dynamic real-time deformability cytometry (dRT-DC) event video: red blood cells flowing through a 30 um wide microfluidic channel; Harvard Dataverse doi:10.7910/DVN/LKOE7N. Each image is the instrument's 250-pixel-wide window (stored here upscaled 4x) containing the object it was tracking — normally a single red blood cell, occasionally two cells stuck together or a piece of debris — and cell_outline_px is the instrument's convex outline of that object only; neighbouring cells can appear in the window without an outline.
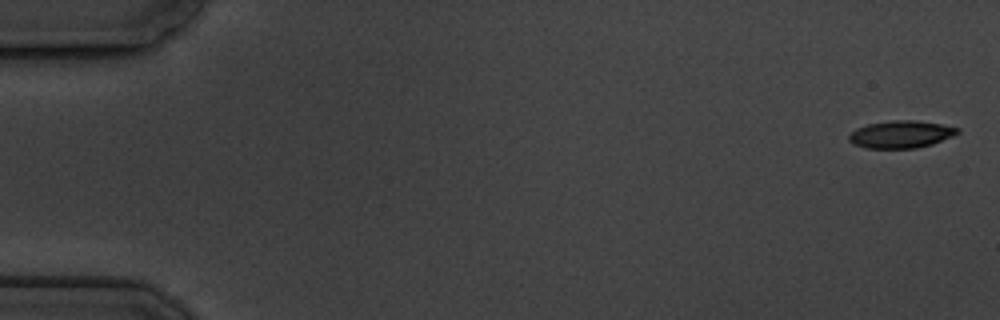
{"species": "common noctule bat (a hibernating species)", "species_latin": "Nyctalus noctula", "temperature_condition": "cold", "stored_images_in_passage": 5, "camera_frame_rate_fps": 3000, "um_per_image_px": 0.085, "animal": {"sex": "male", "body_mass_g": 19.5, "forearm_length_mm": 54.6}, "frame": {"image": 1, "passage_image": 1, "time_ms": 0.0, "image_size_px": [1000, 320], "cell_outline_px": [[960, 132], [952, 136], [932, 144], [916, 148], [864, 148], [852, 144], [848, 140], [848, 136], [856, 128], [868, 124], [892, 120], [916, 120], [940, 124], [960, 128]], "centroid_in_image_um": [76.56, 11.42], "position_along_channel_um": 8.4, "area_um2": 17.34}}
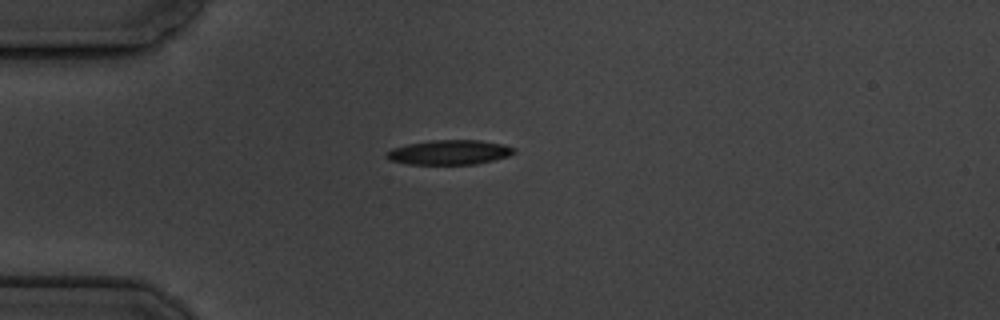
{"frame": {"image": 2, "passage_image": 5, "time_ms": 4.667, "image_size_px": [1000, 320], "cell_outline_px": [[516, 152], [508, 156], [476, 164], [408, 164], [388, 160], [384, 156], [384, 152], [392, 148], [408, 144], [432, 140], [480, 140], [504, 144], [516, 148]], "centroid_in_image_um": [38.17, 12.94], "position_along_channel_um": 46.8, "area_um2": 18.44}}